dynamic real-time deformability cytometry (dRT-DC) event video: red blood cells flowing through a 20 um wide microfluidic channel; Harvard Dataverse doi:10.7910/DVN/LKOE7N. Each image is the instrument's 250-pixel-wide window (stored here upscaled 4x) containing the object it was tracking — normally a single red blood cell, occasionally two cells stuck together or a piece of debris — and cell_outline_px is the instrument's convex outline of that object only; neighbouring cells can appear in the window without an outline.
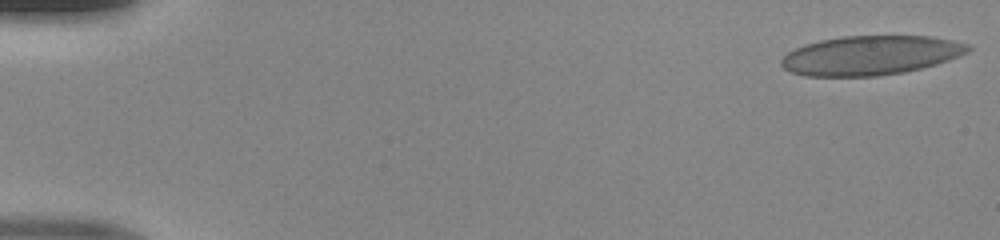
{"species": "human", "species_latin": "Homo sapiens", "temperature_condition": "room temperature", "stored_images_in_passage": 48, "camera_frame_rate_fps": 3000, "um_per_image_px": 0.085, "donor": {"sex": "male"}, "frame": {"image": 1, "passage_image": 1, "time_ms": 0.0, "image_size_px": [1000, 240], "cell_outline_px": [[972, 48], [968, 52], [960, 56], [936, 64], [904, 72], [876, 76], [804, 76], [792, 72], [784, 68], [780, 64], [780, 60], [788, 52], [804, 44], [820, 40], [844, 36], [932, 36], [952, 40], [968, 44]], "centroid_in_image_um": [74.0, 4.7], "position_along_channel_um": 11.0, "area_um2": 42.77}}
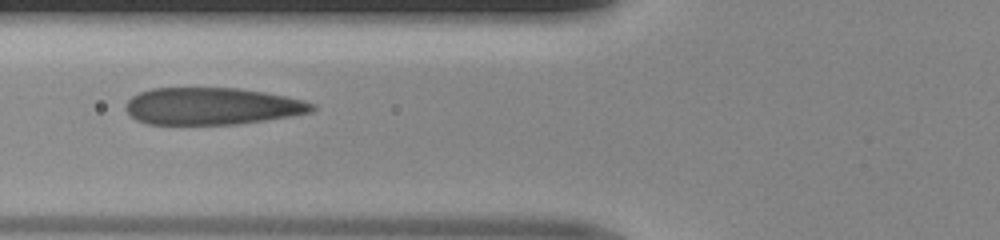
{"frame": {"image": 2, "passage_image": 19, "time_ms": 6.0, "image_size_px": [1000, 240], "cell_outline_px": [[316, 108], [312, 112], [292, 116], [236, 124], [148, 124], [136, 120], [124, 108], [128, 100], [132, 96], [140, 92], [152, 88], [236, 88], [264, 92], [304, 100], [316, 104]], "centroid_in_image_um": [18.03, 9.02], "position_along_channel_um": 107.8, "area_um2": 40.23}}
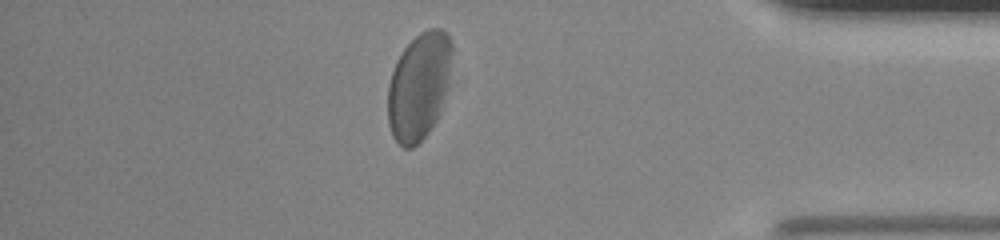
{"frame": {"image": 3, "passage_image": 42, "time_ms": 13.667, "image_size_px": [1000, 240], "cell_outline_px": [[452, 52], [448, 88], [440, 116], [432, 128], [412, 148], [404, 148], [392, 136], [388, 124], [388, 84], [396, 60], [404, 48], [420, 32], [428, 28], [444, 28], [448, 32], [452, 40]], "centroid_in_image_um": [35.64, 7.31], "position_along_channel_um": 399.6, "area_um2": 40.75}}